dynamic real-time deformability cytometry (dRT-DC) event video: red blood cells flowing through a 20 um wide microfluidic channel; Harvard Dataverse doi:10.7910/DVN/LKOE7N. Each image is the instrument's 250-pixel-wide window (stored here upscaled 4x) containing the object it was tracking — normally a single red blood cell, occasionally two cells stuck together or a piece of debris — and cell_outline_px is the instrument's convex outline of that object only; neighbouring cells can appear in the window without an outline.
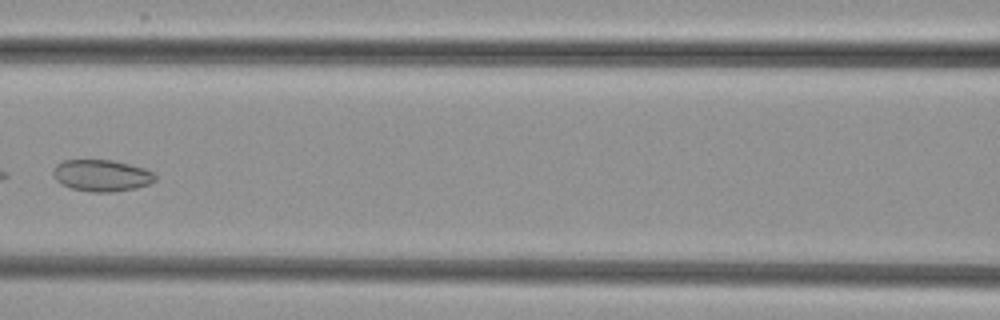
{"species": "common noctule bat (a hibernating species)", "species_latin": "Nyctalus noctula", "temperature_condition": "cold", "stored_images_in_passage": 7, "camera_frame_rate_fps": 3000, "um_per_image_px": 0.085, "animal": {"sex": "female", "body_mass_g": 29.2, "forearm_length_mm": 56.3}, "frame": {"image": 1, "passage_image": 6, "time_ms": 7.0, "image_size_px": [1000, 320], "cell_outline_px": [[156, 180], [148, 184], [136, 188], [112, 192], [92, 192], [72, 188], [60, 184], [52, 176], [52, 172], [56, 164], [64, 160], [112, 160], [144, 168], [156, 172]], "centroid_in_image_um": [8.63, 14.92], "position_along_channel_um": 158.0, "area_um2": 18.96}}
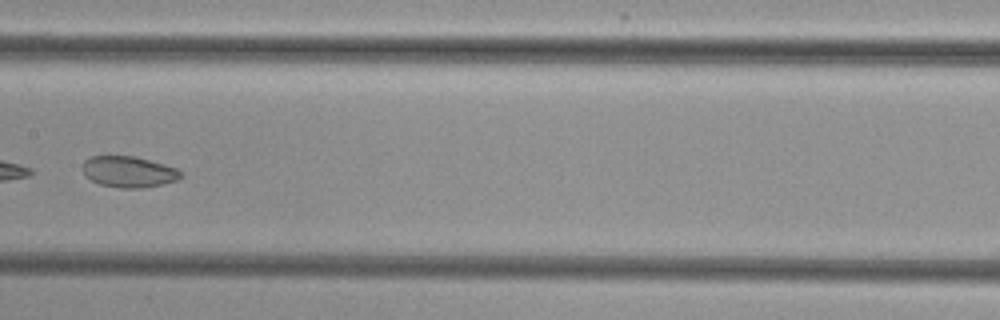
{"frame": {"image": 2, "passage_image": 7, "time_ms": 8.0, "image_size_px": [1000, 320], "cell_outline_px": [[184, 176], [180, 180], [140, 188], [120, 188], [100, 184], [92, 180], [80, 168], [84, 160], [92, 156], [136, 156], [176, 168]], "centroid_in_image_um": [10.94, 14.59], "position_along_channel_um": 196.5, "area_um2": 17.74}}